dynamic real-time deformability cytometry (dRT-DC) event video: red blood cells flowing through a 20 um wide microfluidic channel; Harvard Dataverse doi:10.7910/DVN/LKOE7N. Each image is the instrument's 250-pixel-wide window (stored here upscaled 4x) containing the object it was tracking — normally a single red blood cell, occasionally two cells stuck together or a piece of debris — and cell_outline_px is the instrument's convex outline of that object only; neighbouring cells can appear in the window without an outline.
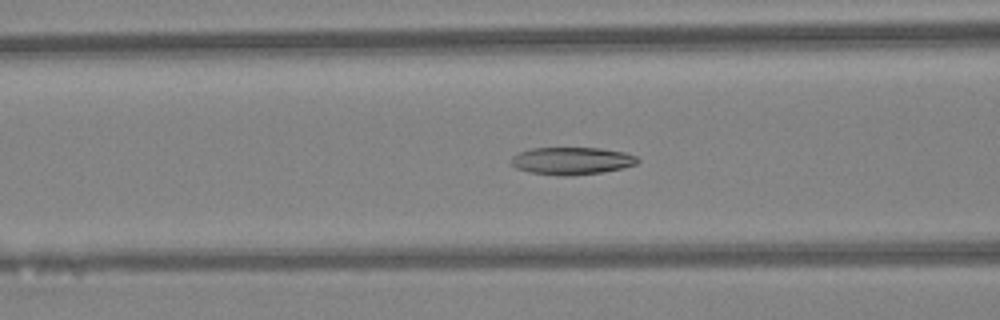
{"species": "Egyptian fruit bat (a non-hibernating species)", "species_latin": "Rousettus aegyptiacus", "temperature_condition": "warm", "stored_images_in_passage": 43, "camera_frame_rate_fps": 3000, "um_per_image_px": 0.085, "animal": {"sex": "female"}, "frame": {"image": 1, "passage_image": 16, "time_ms": 5.0, "image_size_px": [1000, 320], "cell_outline_px": [[640, 160], [636, 164], [620, 168], [600, 172], [568, 176], [560, 176], [528, 172], [516, 168], [508, 160], [512, 156], [528, 148], [600, 148], [624, 152], [636, 156]], "centroid_in_image_um": [48.54, 13.67], "position_along_channel_um": 118.1, "area_um2": 20.23}}
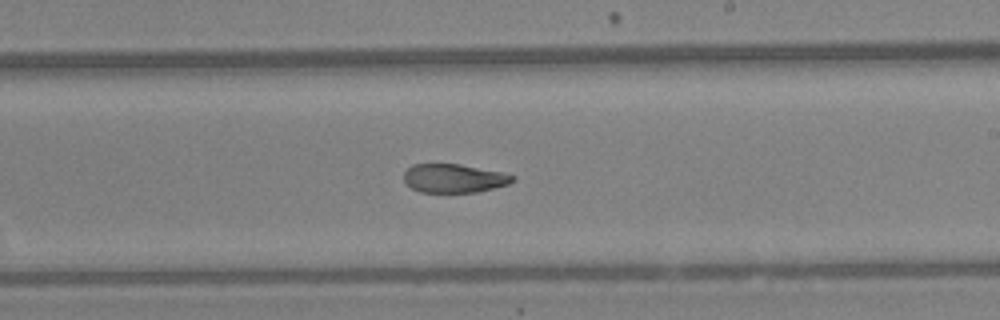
{"frame": {"image": 2, "passage_image": 25, "time_ms": 8.0, "image_size_px": [1000, 320], "cell_outline_px": [[516, 180], [508, 184], [476, 192], [420, 192], [412, 188], [404, 180], [404, 172], [412, 164], [460, 164], [500, 172], [516, 176]], "centroid_in_image_um": [38.58, 15.15], "position_along_channel_um": 250.4, "area_um2": 18.03}}
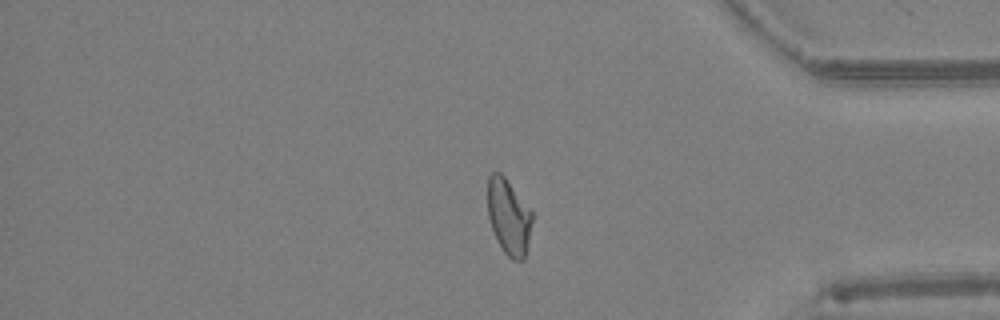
{"frame": {"image": 3, "passage_image": 36, "time_ms": 11.667, "image_size_px": [1000, 320], "cell_outline_px": [[532, 220], [528, 244], [524, 260], [512, 260], [504, 252], [496, 240], [488, 216], [488, 176], [492, 172], [500, 172], [504, 176], [532, 208]], "centroid_in_image_um": [43.25, 18.41], "position_along_channel_um": 391.9, "area_um2": 19.88}, "authors_computed_cell_mechanics": {"area_um2": 20.3456, "velocity_mm_per_s": 4.4343, "shape_relaxation_time_tau1_ms": 5.8332, "shape_relaxation_time_tau2_ms": 1.7285, "deformation_change_tau1": 0.1953, "deformation_change_tau2": 0.0832}}